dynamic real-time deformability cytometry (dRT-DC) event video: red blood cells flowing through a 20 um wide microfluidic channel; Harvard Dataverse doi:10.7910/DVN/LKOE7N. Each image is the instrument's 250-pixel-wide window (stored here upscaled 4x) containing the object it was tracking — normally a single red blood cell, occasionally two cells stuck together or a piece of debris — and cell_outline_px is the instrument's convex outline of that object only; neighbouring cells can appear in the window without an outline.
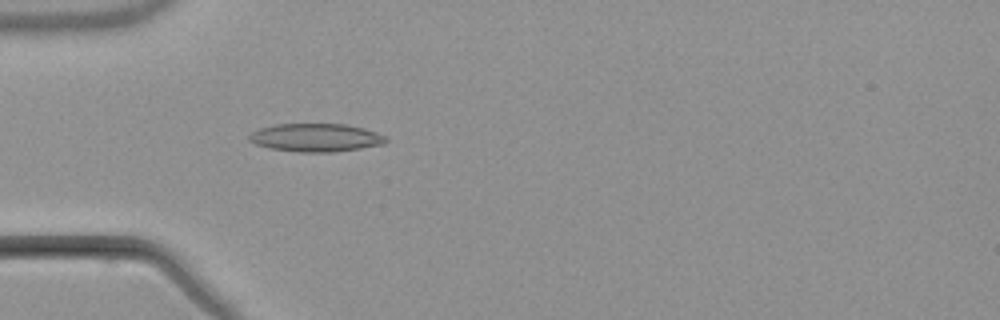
{"species": "common noctule bat (a hibernating species)", "species_latin": "Nyctalus noctula", "temperature_condition": "warm", "stored_images_in_passage": 4, "camera_frame_rate_fps": 3000, "um_per_image_px": 0.085, "animal": {"sex": "male", "body_mass_g": 21.5, "forearm_length_mm": 52.0}, "frame": {"image": 1, "passage_image": 4, "time_ms": 4.333, "image_size_px": [1000, 320], "cell_outline_px": [[388, 140], [384, 144], [360, 148], [332, 152], [300, 152], [268, 148], [256, 144], [248, 140], [248, 136], [252, 132], [260, 128], [276, 124], [344, 124], [364, 128], [376, 132], [384, 136]], "centroid_in_image_um": [26.83, 11.7], "position_along_channel_um": 58.2, "area_um2": 22.37}}